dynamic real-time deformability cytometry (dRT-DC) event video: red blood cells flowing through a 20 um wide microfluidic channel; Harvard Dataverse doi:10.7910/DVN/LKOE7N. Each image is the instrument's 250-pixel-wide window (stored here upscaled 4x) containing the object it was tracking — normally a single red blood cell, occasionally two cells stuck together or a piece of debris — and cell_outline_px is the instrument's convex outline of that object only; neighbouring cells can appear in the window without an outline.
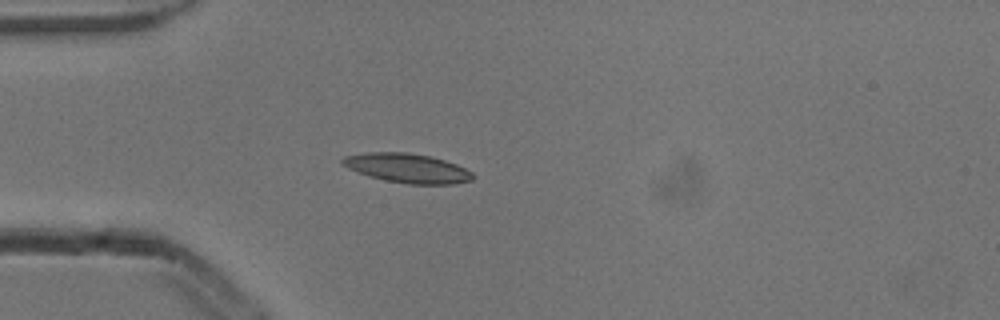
{"species": "common noctule bat (a hibernating species)", "species_latin": "Nyctalus noctula", "temperature_condition": "cold", "stored_images_in_passage": 5, "camera_frame_rate_fps": 3000, "um_per_image_px": 0.085, "animal": {"sex": "male", "body_mass_g": 13.3}, "frame": {"image": 1, "passage_image": 5, "time_ms": 1.333, "image_size_px": [1000, 320], "cell_outline_px": [[472, 180], [452, 184], [408, 184], [384, 180], [368, 176], [356, 172], [340, 164], [340, 160], [344, 156], [368, 152], [408, 152], [432, 156], [456, 164], [472, 172]], "centroid_in_image_um": [34.57, 14.28], "position_along_channel_um": 50.4, "area_um2": 22.37}}